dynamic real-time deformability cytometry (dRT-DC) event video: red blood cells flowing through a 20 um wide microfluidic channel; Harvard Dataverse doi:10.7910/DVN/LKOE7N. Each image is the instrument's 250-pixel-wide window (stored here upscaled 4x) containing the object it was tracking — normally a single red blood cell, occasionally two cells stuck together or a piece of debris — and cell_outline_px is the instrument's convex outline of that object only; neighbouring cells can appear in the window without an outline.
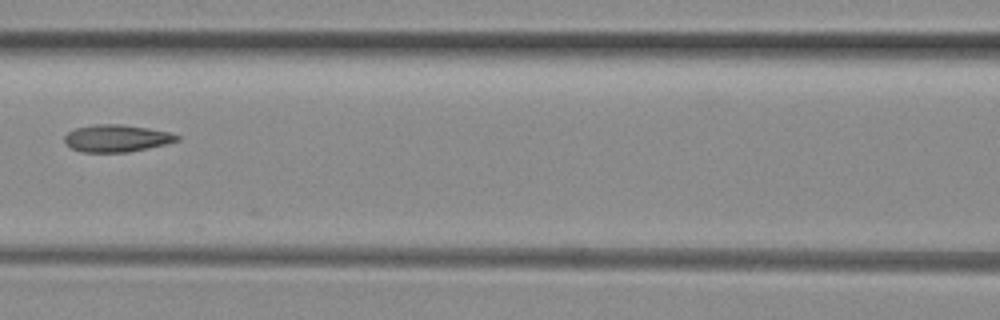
{"species": "common noctule bat (a hibernating species)", "species_latin": "Nyctalus noctula", "temperature_condition": "room temperature", "stored_images_in_passage": 6, "camera_frame_rate_fps": 3000, "um_per_image_px": 0.085, "animal": {"sex": "female", "body_mass_g": 29.2, "forearm_length_mm": 56.3}, "frame": {"image": 1, "passage_image": 6, "time_ms": 1.667, "image_size_px": [1000, 320], "cell_outline_px": [[180, 140], [148, 148], [128, 152], [80, 152], [64, 144], [64, 136], [68, 132], [76, 128], [96, 124], [120, 124], [148, 128], [168, 132], [180, 136]], "centroid_in_image_um": [9.88, 11.76], "position_along_channel_um": 156.7, "area_um2": 17.8}}